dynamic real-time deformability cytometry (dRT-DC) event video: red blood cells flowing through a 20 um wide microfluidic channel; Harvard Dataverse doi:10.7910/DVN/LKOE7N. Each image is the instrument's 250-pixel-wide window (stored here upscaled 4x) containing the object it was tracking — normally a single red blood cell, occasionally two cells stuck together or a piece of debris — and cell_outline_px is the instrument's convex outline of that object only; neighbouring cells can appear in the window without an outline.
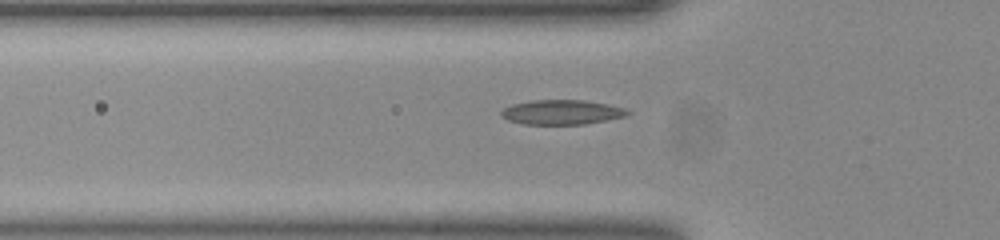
{"species": "common noctule bat (a hibernating species)", "species_latin": "Nyctalus noctula", "temperature_condition": "room temperature", "stored_images_in_passage": 37, "camera_frame_rate_fps": 3000, "um_per_image_px": 0.085, "animal": {"sex": "female", "body_mass_g": 23.0, "forearm_length_mm": 53.4}, "frame": {"image": 1, "passage_image": 7, "time_ms": 2.0, "image_size_px": [1000, 240], "cell_outline_px": [[632, 112], [628, 116], [584, 124], [524, 124], [508, 120], [500, 116], [500, 112], [504, 108], [512, 104], [532, 100], [584, 100], [608, 104], [624, 108]], "centroid_in_image_um": [47.76, 9.53], "position_along_channel_um": 78.0, "area_um2": 18.21}}
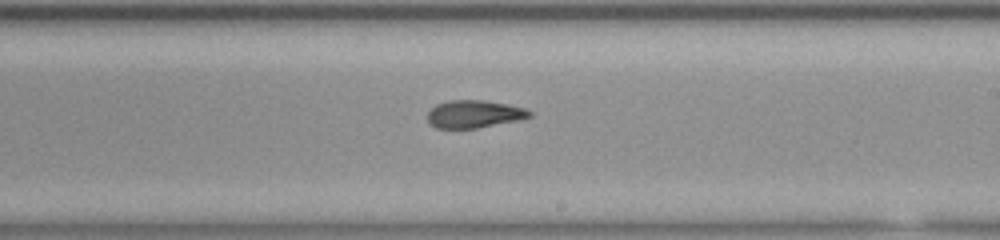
{"frame": {"image": 2, "passage_image": 20, "time_ms": 6.333, "image_size_px": [1000, 240], "cell_outline_px": [[532, 116], [516, 120], [476, 128], [436, 128], [428, 120], [428, 112], [436, 104], [448, 100], [484, 100], [508, 104], [524, 108], [532, 112]], "centroid_in_image_um": [40.29, 9.68], "position_along_channel_um": 248.7, "area_um2": 16.24}}
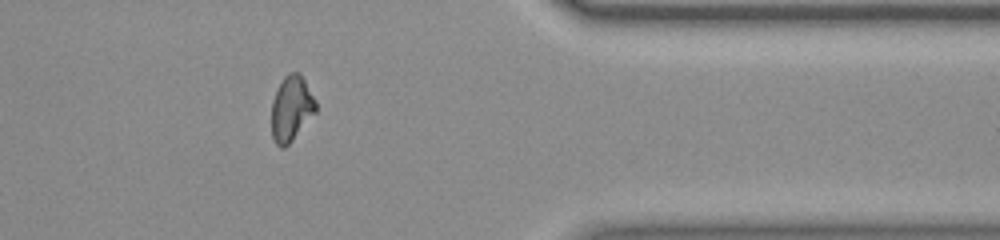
{"frame": {"image": 3, "passage_image": 32, "time_ms": 10.333, "image_size_px": [1000, 240], "cell_outline_px": [[316, 112], [292, 140], [284, 148], [280, 148], [276, 144], [272, 136], [272, 100], [284, 76], [288, 72], [300, 72], [316, 100]], "centroid_in_image_um": [24.77, 9.21], "position_along_channel_um": 386.6, "area_um2": 16.76}, "authors_computed_cell_mechanics": {"area_um2": 17.1088, "velocity_mm_per_s": 3.9293, "shape_relaxation_time_tau1_ms": 6.4675, "shape_relaxation_time_tau2_ms": 1.8715, "deformation_change_tau1": 0.1873, "deformation_change_tau2": 0.0803}}